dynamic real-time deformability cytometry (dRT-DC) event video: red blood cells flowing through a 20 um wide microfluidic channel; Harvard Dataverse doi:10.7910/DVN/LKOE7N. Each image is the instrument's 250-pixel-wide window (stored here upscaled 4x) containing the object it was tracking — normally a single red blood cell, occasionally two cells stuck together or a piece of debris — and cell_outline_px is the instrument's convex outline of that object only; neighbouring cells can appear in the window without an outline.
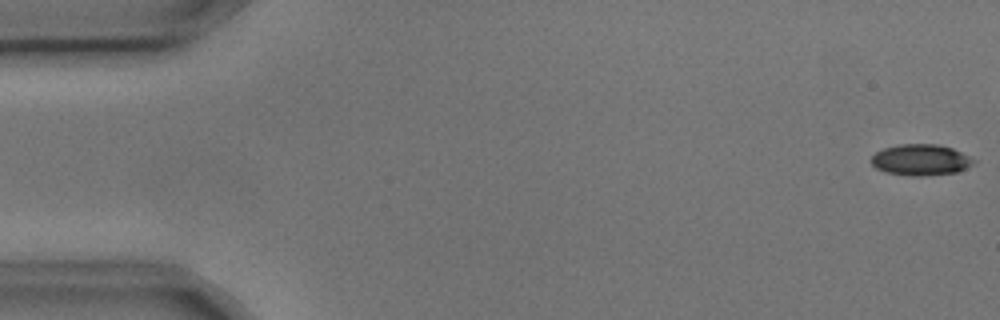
{"species": "common noctule bat (a hibernating species)", "species_latin": "Nyctalus noctula", "temperature_condition": "cold", "stored_images_in_passage": 6, "camera_frame_rate_fps": 3000, "um_per_image_px": 0.085, "animal": {"sex": "male", "body_mass_g": 17.9, "forearm_length_mm": 54.2}, "frame": {"image": 1, "passage_image": 1, "time_ms": 0.0, "image_size_px": [1000, 320], "cell_outline_px": [[976, 160], [972, 164], [956, 172], [924, 176], [912, 176], [888, 172], [876, 168], [872, 164], [872, 156], [876, 152], [884, 148], [900, 144], [936, 144], [952, 148]], "centroid_in_image_um": [78.25, 13.58], "position_along_channel_um": 6.8, "area_um2": 18.26}}